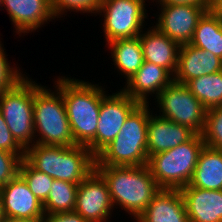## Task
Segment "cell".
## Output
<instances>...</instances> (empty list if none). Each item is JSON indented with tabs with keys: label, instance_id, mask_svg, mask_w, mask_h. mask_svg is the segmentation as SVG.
<instances>
[{
	"label": "cell",
	"instance_id": "obj_1",
	"mask_svg": "<svg viewBox=\"0 0 222 222\" xmlns=\"http://www.w3.org/2000/svg\"><path fill=\"white\" fill-rule=\"evenodd\" d=\"M95 170L108 186L113 207L119 205L134 219L144 212L161 190L148 165L95 166Z\"/></svg>",
	"mask_w": 222,
	"mask_h": 222
},
{
	"label": "cell",
	"instance_id": "obj_2",
	"mask_svg": "<svg viewBox=\"0 0 222 222\" xmlns=\"http://www.w3.org/2000/svg\"><path fill=\"white\" fill-rule=\"evenodd\" d=\"M24 159L35 169L56 180L82 182L95 170V156L84 145L53 146L32 144Z\"/></svg>",
	"mask_w": 222,
	"mask_h": 222
},
{
	"label": "cell",
	"instance_id": "obj_3",
	"mask_svg": "<svg viewBox=\"0 0 222 222\" xmlns=\"http://www.w3.org/2000/svg\"><path fill=\"white\" fill-rule=\"evenodd\" d=\"M101 86L62 77V98L74 142L87 146L96 136L101 100L106 95Z\"/></svg>",
	"mask_w": 222,
	"mask_h": 222
},
{
	"label": "cell",
	"instance_id": "obj_4",
	"mask_svg": "<svg viewBox=\"0 0 222 222\" xmlns=\"http://www.w3.org/2000/svg\"><path fill=\"white\" fill-rule=\"evenodd\" d=\"M148 104H139L128 116L115 139L95 158V166L147 165Z\"/></svg>",
	"mask_w": 222,
	"mask_h": 222
},
{
	"label": "cell",
	"instance_id": "obj_5",
	"mask_svg": "<svg viewBox=\"0 0 222 222\" xmlns=\"http://www.w3.org/2000/svg\"><path fill=\"white\" fill-rule=\"evenodd\" d=\"M56 82L54 87L57 90L52 93L34 81V131L39 134L35 136L41 135L35 143L65 147L77 145L71 133L62 98V76Z\"/></svg>",
	"mask_w": 222,
	"mask_h": 222
},
{
	"label": "cell",
	"instance_id": "obj_6",
	"mask_svg": "<svg viewBox=\"0 0 222 222\" xmlns=\"http://www.w3.org/2000/svg\"><path fill=\"white\" fill-rule=\"evenodd\" d=\"M204 146L201 134H196L175 148L152 155L147 165L159 188L180 190L188 185Z\"/></svg>",
	"mask_w": 222,
	"mask_h": 222
},
{
	"label": "cell",
	"instance_id": "obj_7",
	"mask_svg": "<svg viewBox=\"0 0 222 222\" xmlns=\"http://www.w3.org/2000/svg\"><path fill=\"white\" fill-rule=\"evenodd\" d=\"M34 81L25 76L17 85L0 95V113L12 136L24 148L35 144Z\"/></svg>",
	"mask_w": 222,
	"mask_h": 222
},
{
	"label": "cell",
	"instance_id": "obj_8",
	"mask_svg": "<svg viewBox=\"0 0 222 222\" xmlns=\"http://www.w3.org/2000/svg\"><path fill=\"white\" fill-rule=\"evenodd\" d=\"M161 117L191 128L201 134L205 124L207 109L191 93L186 84L172 81L158 95Z\"/></svg>",
	"mask_w": 222,
	"mask_h": 222
},
{
	"label": "cell",
	"instance_id": "obj_9",
	"mask_svg": "<svg viewBox=\"0 0 222 222\" xmlns=\"http://www.w3.org/2000/svg\"><path fill=\"white\" fill-rule=\"evenodd\" d=\"M104 14L106 42L134 38L143 31L146 19L145 0H101L97 13ZM144 21V22H143Z\"/></svg>",
	"mask_w": 222,
	"mask_h": 222
},
{
	"label": "cell",
	"instance_id": "obj_10",
	"mask_svg": "<svg viewBox=\"0 0 222 222\" xmlns=\"http://www.w3.org/2000/svg\"><path fill=\"white\" fill-rule=\"evenodd\" d=\"M139 104L122 89L102 98L96 136L86 146L95 157L115 139L130 113Z\"/></svg>",
	"mask_w": 222,
	"mask_h": 222
},
{
	"label": "cell",
	"instance_id": "obj_11",
	"mask_svg": "<svg viewBox=\"0 0 222 222\" xmlns=\"http://www.w3.org/2000/svg\"><path fill=\"white\" fill-rule=\"evenodd\" d=\"M112 208L108 186L103 177L93 170L78 184L74 211L87 222H106Z\"/></svg>",
	"mask_w": 222,
	"mask_h": 222
},
{
	"label": "cell",
	"instance_id": "obj_12",
	"mask_svg": "<svg viewBox=\"0 0 222 222\" xmlns=\"http://www.w3.org/2000/svg\"><path fill=\"white\" fill-rule=\"evenodd\" d=\"M157 27L162 33L179 45L189 44L198 20L209 10V6L199 5H159Z\"/></svg>",
	"mask_w": 222,
	"mask_h": 222
},
{
	"label": "cell",
	"instance_id": "obj_13",
	"mask_svg": "<svg viewBox=\"0 0 222 222\" xmlns=\"http://www.w3.org/2000/svg\"><path fill=\"white\" fill-rule=\"evenodd\" d=\"M0 193L6 218L44 217L43 204L30 191L25 180L19 174L1 187Z\"/></svg>",
	"mask_w": 222,
	"mask_h": 222
},
{
	"label": "cell",
	"instance_id": "obj_14",
	"mask_svg": "<svg viewBox=\"0 0 222 222\" xmlns=\"http://www.w3.org/2000/svg\"><path fill=\"white\" fill-rule=\"evenodd\" d=\"M0 6H5L18 34L36 31L49 19L56 18L51 0H1Z\"/></svg>",
	"mask_w": 222,
	"mask_h": 222
},
{
	"label": "cell",
	"instance_id": "obj_15",
	"mask_svg": "<svg viewBox=\"0 0 222 222\" xmlns=\"http://www.w3.org/2000/svg\"><path fill=\"white\" fill-rule=\"evenodd\" d=\"M222 70V59L191 44L180 45L174 81L187 84L194 78Z\"/></svg>",
	"mask_w": 222,
	"mask_h": 222
},
{
	"label": "cell",
	"instance_id": "obj_16",
	"mask_svg": "<svg viewBox=\"0 0 222 222\" xmlns=\"http://www.w3.org/2000/svg\"><path fill=\"white\" fill-rule=\"evenodd\" d=\"M195 135L191 128L151 113L148 120L147 155L150 158L152 155L175 148Z\"/></svg>",
	"mask_w": 222,
	"mask_h": 222
},
{
	"label": "cell",
	"instance_id": "obj_17",
	"mask_svg": "<svg viewBox=\"0 0 222 222\" xmlns=\"http://www.w3.org/2000/svg\"><path fill=\"white\" fill-rule=\"evenodd\" d=\"M180 192L189 222H222V190L186 185Z\"/></svg>",
	"mask_w": 222,
	"mask_h": 222
},
{
	"label": "cell",
	"instance_id": "obj_18",
	"mask_svg": "<svg viewBox=\"0 0 222 222\" xmlns=\"http://www.w3.org/2000/svg\"><path fill=\"white\" fill-rule=\"evenodd\" d=\"M171 75L167 69L144 61L122 90L140 104H147L149 93L156 94L157 98L160 92L174 80V76Z\"/></svg>",
	"mask_w": 222,
	"mask_h": 222
},
{
	"label": "cell",
	"instance_id": "obj_19",
	"mask_svg": "<svg viewBox=\"0 0 222 222\" xmlns=\"http://www.w3.org/2000/svg\"><path fill=\"white\" fill-rule=\"evenodd\" d=\"M139 35L144 61H148L167 69L175 75L178 65L180 45L157 27Z\"/></svg>",
	"mask_w": 222,
	"mask_h": 222
},
{
	"label": "cell",
	"instance_id": "obj_20",
	"mask_svg": "<svg viewBox=\"0 0 222 222\" xmlns=\"http://www.w3.org/2000/svg\"><path fill=\"white\" fill-rule=\"evenodd\" d=\"M137 222H189L180 190L161 189Z\"/></svg>",
	"mask_w": 222,
	"mask_h": 222
},
{
	"label": "cell",
	"instance_id": "obj_21",
	"mask_svg": "<svg viewBox=\"0 0 222 222\" xmlns=\"http://www.w3.org/2000/svg\"><path fill=\"white\" fill-rule=\"evenodd\" d=\"M189 186L222 190V150L204 146L199 153Z\"/></svg>",
	"mask_w": 222,
	"mask_h": 222
},
{
	"label": "cell",
	"instance_id": "obj_22",
	"mask_svg": "<svg viewBox=\"0 0 222 222\" xmlns=\"http://www.w3.org/2000/svg\"><path fill=\"white\" fill-rule=\"evenodd\" d=\"M189 44L222 59V12L207 10L198 20Z\"/></svg>",
	"mask_w": 222,
	"mask_h": 222
},
{
	"label": "cell",
	"instance_id": "obj_23",
	"mask_svg": "<svg viewBox=\"0 0 222 222\" xmlns=\"http://www.w3.org/2000/svg\"><path fill=\"white\" fill-rule=\"evenodd\" d=\"M113 62L128 81L144 62L139 36L134 38L117 39L108 43Z\"/></svg>",
	"mask_w": 222,
	"mask_h": 222
},
{
	"label": "cell",
	"instance_id": "obj_24",
	"mask_svg": "<svg viewBox=\"0 0 222 222\" xmlns=\"http://www.w3.org/2000/svg\"><path fill=\"white\" fill-rule=\"evenodd\" d=\"M186 85L206 109L222 106V70L194 78Z\"/></svg>",
	"mask_w": 222,
	"mask_h": 222
},
{
	"label": "cell",
	"instance_id": "obj_25",
	"mask_svg": "<svg viewBox=\"0 0 222 222\" xmlns=\"http://www.w3.org/2000/svg\"><path fill=\"white\" fill-rule=\"evenodd\" d=\"M78 184L54 179L47 199L42 203L45 214L72 212L75 208Z\"/></svg>",
	"mask_w": 222,
	"mask_h": 222
},
{
	"label": "cell",
	"instance_id": "obj_26",
	"mask_svg": "<svg viewBox=\"0 0 222 222\" xmlns=\"http://www.w3.org/2000/svg\"><path fill=\"white\" fill-rule=\"evenodd\" d=\"M18 174L25 180L35 197L43 203L50 193L54 179L33 168L24 158L20 162Z\"/></svg>",
	"mask_w": 222,
	"mask_h": 222
},
{
	"label": "cell",
	"instance_id": "obj_27",
	"mask_svg": "<svg viewBox=\"0 0 222 222\" xmlns=\"http://www.w3.org/2000/svg\"><path fill=\"white\" fill-rule=\"evenodd\" d=\"M201 136L206 146L222 150V106L207 109Z\"/></svg>",
	"mask_w": 222,
	"mask_h": 222
},
{
	"label": "cell",
	"instance_id": "obj_28",
	"mask_svg": "<svg viewBox=\"0 0 222 222\" xmlns=\"http://www.w3.org/2000/svg\"><path fill=\"white\" fill-rule=\"evenodd\" d=\"M100 3L101 0H51L53 12L57 18L60 14L64 15V12H67V10L96 13L98 12Z\"/></svg>",
	"mask_w": 222,
	"mask_h": 222
},
{
	"label": "cell",
	"instance_id": "obj_29",
	"mask_svg": "<svg viewBox=\"0 0 222 222\" xmlns=\"http://www.w3.org/2000/svg\"><path fill=\"white\" fill-rule=\"evenodd\" d=\"M2 44L0 42V95L4 91H8L17 85L24 77V75L16 69L11 67L7 61Z\"/></svg>",
	"mask_w": 222,
	"mask_h": 222
},
{
	"label": "cell",
	"instance_id": "obj_30",
	"mask_svg": "<svg viewBox=\"0 0 222 222\" xmlns=\"http://www.w3.org/2000/svg\"><path fill=\"white\" fill-rule=\"evenodd\" d=\"M20 162L16 154L0 149V188L18 174Z\"/></svg>",
	"mask_w": 222,
	"mask_h": 222
},
{
	"label": "cell",
	"instance_id": "obj_31",
	"mask_svg": "<svg viewBox=\"0 0 222 222\" xmlns=\"http://www.w3.org/2000/svg\"><path fill=\"white\" fill-rule=\"evenodd\" d=\"M0 149L16 154L21 160L25 157V149L15 140L5 119L0 113Z\"/></svg>",
	"mask_w": 222,
	"mask_h": 222
},
{
	"label": "cell",
	"instance_id": "obj_32",
	"mask_svg": "<svg viewBox=\"0 0 222 222\" xmlns=\"http://www.w3.org/2000/svg\"><path fill=\"white\" fill-rule=\"evenodd\" d=\"M44 222H87L80 214L75 211L61 212L55 214H45Z\"/></svg>",
	"mask_w": 222,
	"mask_h": 222
},
{
	"label": "cell",
	"instance_id": "obj_33",
	"mask_svg": "<svg viewBox=\"0 0 222 222\" xmlns=\"http://www.w3.org/2000/svg\"><path fill=\"white\" fill-rule=\"evenodd\" d=\"M155 1V0H153ZM160 5H199L208 6V0H158Z\"/></svg>",
	"mask_w": 222,
	"mask_h": 222
},
{
	"label": "cell",
	"instance_id": "obj_34",
	"mask_svg": "<svg viewBox=\"0 0 222 222\" xmlns=\"http://www.w3.org/2000/svg\"><path fill=\"white\" fill-rule=\"evenodd\" d=\"M4 222H44V218L20 219V218H6Z\"/></svg>",
	"mask_w": 222,
	"mask_h": 222
},
{
	"label": "cell",
	"instance_id": "obj_35",
	"mask_svg": "<svg viewBox=\"0 0 222 222\" xmlns=\"http://www.w3.org/2000/svg\"><path fill=\"white\" fill-rule=\"evenodd\" d=\"M209 10H218L222 9V0H208Z\"/></svg>",
	"mask_w": 222,
	"mask_h": 222
},
{
	"label": "cell",
	"instance_id": "obj_36",
	"mask_svg": "<svg viewBox=\"0 0 222 222\" xmlns=\"http://www.w3.org/2000/svg\"><path fill=\"white\" fill-rule=\"evenodd\" d=\"M5 220H6V216L4 213L3 199L0 193V222H4Z\"/></svg>",
	"mask_w": 222,
	"mask_h": 222
}]
</instances>
